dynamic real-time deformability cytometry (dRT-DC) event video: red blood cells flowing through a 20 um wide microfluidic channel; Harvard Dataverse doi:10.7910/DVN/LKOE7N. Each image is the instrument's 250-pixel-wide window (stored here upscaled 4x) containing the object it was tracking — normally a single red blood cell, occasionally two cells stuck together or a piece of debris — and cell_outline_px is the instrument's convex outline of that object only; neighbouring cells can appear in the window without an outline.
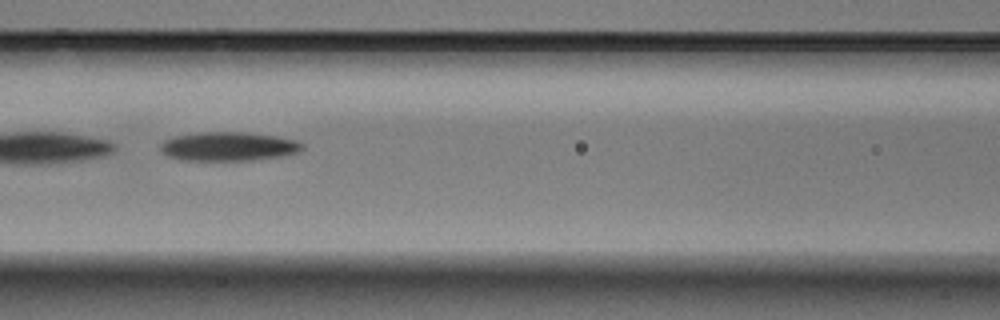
{"species": "Egyptian fruit bat (a non-hibernating species)", "species_latin": "Rousettus aegyptiacus", "temperature_condition": "warm", "stored_images_in_passage": 21, "camera_frame_rate_fps": 3000, "um_per_image_px": 0.085, "animal": {"sex": "male"}, "frame": {"image": 1, "passage_image": 12, "time_ms": 3.667, "image_size_px": [1000, 320], "cell_outline_px": [[304, 148], [300, 152], [280, 156], [256, 160], [180, 160], [168, 156], [160, 148], [160, 144], [164, 140], [176, 136], [200, 132], [244, 132], [276, 136], [296, 140], [304, 144]], "centroid_in_image_um": [19.45, 12.45], "position_along_channel_um": 147.2, "area_um2": 23.93}}